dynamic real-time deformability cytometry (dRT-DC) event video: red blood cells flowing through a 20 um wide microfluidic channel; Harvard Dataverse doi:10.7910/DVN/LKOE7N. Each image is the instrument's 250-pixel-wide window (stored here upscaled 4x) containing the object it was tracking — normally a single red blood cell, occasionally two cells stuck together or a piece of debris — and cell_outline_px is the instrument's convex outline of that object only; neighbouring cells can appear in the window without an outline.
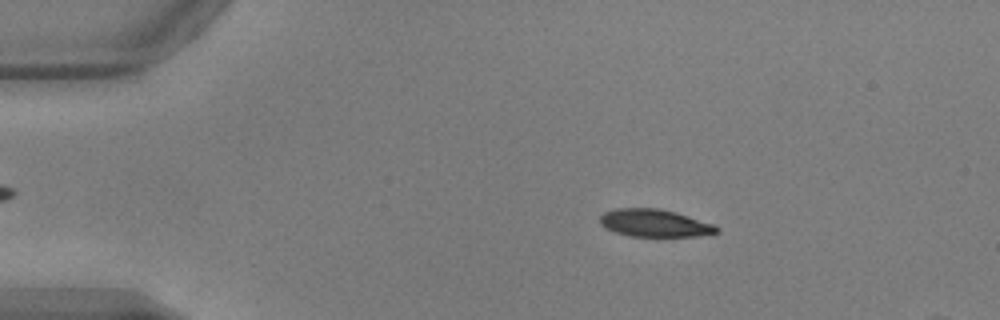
{"species": "common noctule bat (a hibernating species)", "species_latin": "Nyctalus noctula", "temperature_condition": "warm", "stored_images_in_passage": 51, "camera_frame_rate_fps": 3000, "um_per_image_px": 0.085, "animal": {"sex": "male", "body_mass_g": 17.9, "forearm_length_mm": 54.2}, "frame": {"image": 1, "passage_image": 9, "time_ms": 2.667, "image_size_px": [1000, 320], "cell_outline_px": [[720, 232], [696, 236], [628, 236], [604, 228], [600, 224], [600, 216], [604, 212], [616, 208], [660, 208], [676, 212], [712, 224], [720, 228]], "centroid_in_image_um": [55.61, 18.96], "position_along_channel_um": 29.4, "area_um2": 18.73}}
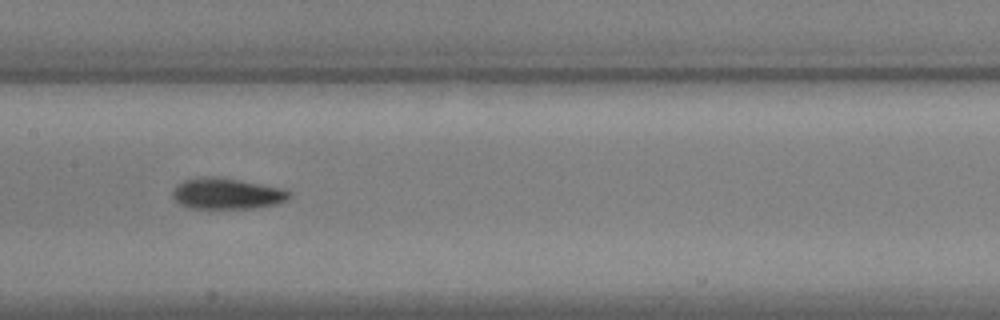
{"frame": {"image": 2, "passage_image": 26, "time_ms": 8.333, "image_size_px": [1000, 320], "cell_outline_px": [[292, 196], [288, 200], [276, 204], [256, 208], [192, 208], [180, 204], [172, 196], [172, 192], [184, 180], [200, 176], [212, 176], [236, 180], [280, 188], [292, 192]], "centroid_in_image_um": [19.3, 16.47], "position_along_channel_um": 188.1, "area_um2": 20.81}}
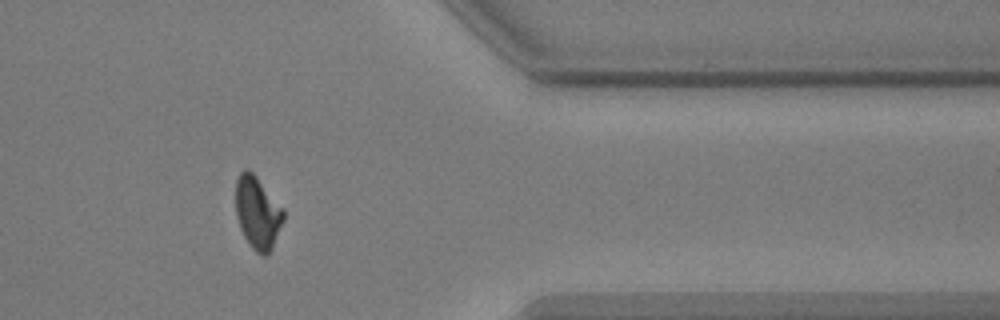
{"frame": {"image": 3, "passage_image": 43, "time_ms": 14.0, "image_size_px": [1000, 320], "cell_outline_px": [[284, 220], [272, 248], [264, 256], [256, 252], [248, 244], [240, 228], [236, 216], [236, 180], [240, 172], [244, 168], [248, 168], [256, 176], [284, 208]], "centroid_in_image_um": [21.89, 18.06], "position_along_channel_um": 389.5, "area_um2": 20.29}, "authors_computed_cell_mechanics": {"area_um2": 20.1722, "velocity_mm_per_s": 3.8608, "shape_relaxation_time_tau1_ms": 2.2131, "shape_relaxation_time_tau2_ms": 1.9111, "deformation_change_tau1": 0.1416, "deformation_change_tau2": 0.07}}